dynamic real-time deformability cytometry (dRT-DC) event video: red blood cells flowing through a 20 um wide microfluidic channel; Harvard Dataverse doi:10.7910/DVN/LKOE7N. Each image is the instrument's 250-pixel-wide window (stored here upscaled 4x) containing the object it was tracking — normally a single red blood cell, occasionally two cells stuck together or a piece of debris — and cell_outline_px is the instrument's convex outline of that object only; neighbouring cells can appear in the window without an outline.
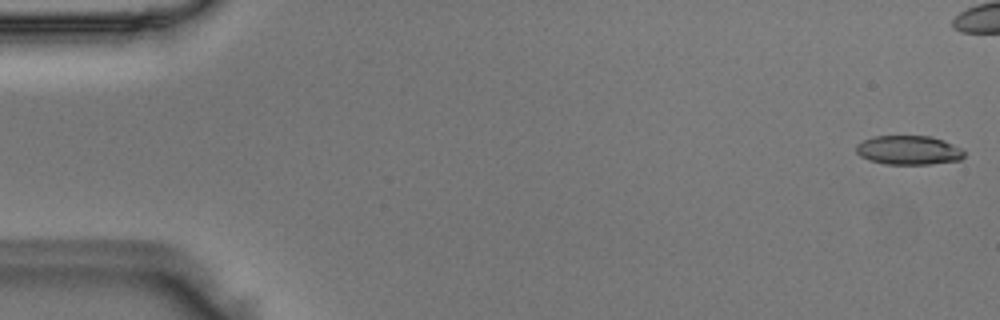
{"species": "Egyptian fruit bat (a non-hibernating species)", "species_latin": "Rousettus aegyptiacus", "temperature_condition": "room temperature", "stored_images_in_passage": 41, "camera_frame_rate_fps": 3000, "um_per_image_px": 0.085, "animal": {"sex": "male"}, "frame": {"image": 1, "passage_image": 1, "time_ms": 0.0, "image_size_px": [1000, 320], "cell_outline_px": [[964, 156], [960, 160], [928, 164], [884, 164], [868, 160], [860, 156], [856, 152], [856, 144], [872, 136], [932, 136], [944, 140], [960, 148], [964, 152]], "centroid_in_image_um": [77.2, 12.76], "position_along_channel_um": 7.8, "area_um2": 18.38}}
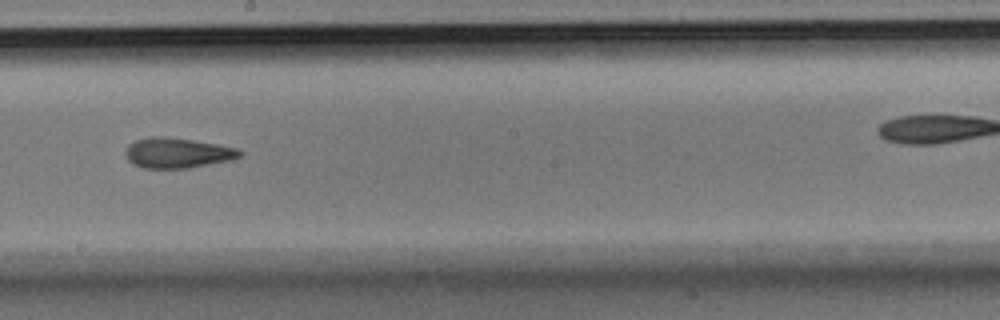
{"frame": {"image": 2, "passage_image": 28, "time_ms": 9.0, "image_size_px": [1000, 320], "cell_outline_px": [[244, 152], [240, 156], [232, 160], [188, 168], [144, 168], [132, 164], [128, 160], [128, 144], [136, 140], [152, 136], [160, 136], [192, 140], [240, 148]], "centroid_in_image_um": [15.13, 13.0], "position_along_channel_um": 233.1, "area_um2": 20.0}}
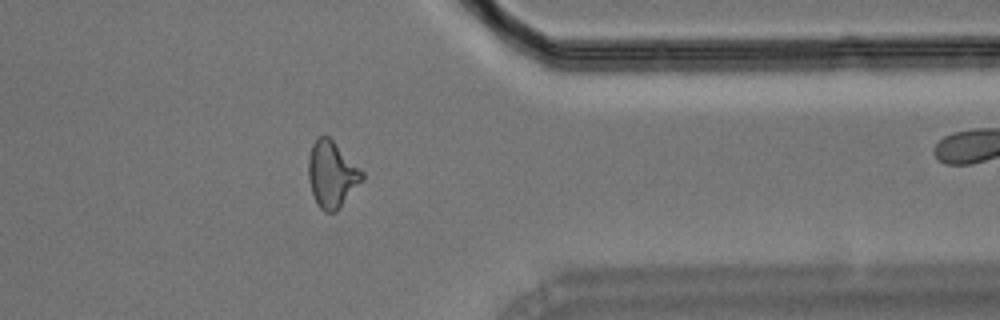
{"frame": {"image": 3, "passage_image": 40, "time_ms": 13.0, "image_size_px": [1000, 320], "cell_outline_px": [[364, 180], [336, 212], [324, 212], [316, 204], [308, 180], [308, 156], [312, 144], [320, 136], [328, 136], [364, 172]], "centroid_in_image_um": [28.2, 14.85], "position_along_channel_um": 383.2, "area_um2": 20.81}}